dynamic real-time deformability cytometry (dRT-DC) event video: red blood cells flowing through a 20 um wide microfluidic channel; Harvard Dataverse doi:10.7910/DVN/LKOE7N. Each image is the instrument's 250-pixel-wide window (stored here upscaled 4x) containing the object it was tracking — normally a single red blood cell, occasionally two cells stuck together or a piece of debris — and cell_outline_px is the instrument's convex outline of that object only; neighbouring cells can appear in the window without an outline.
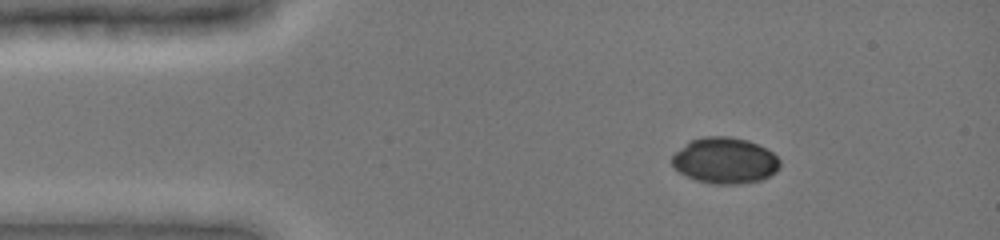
{"species": "common noctule bat (a hibernating species)", "species_latin": "Nyctalus noctula", "temperature_condition": "cold", "stored_images_in_passage": 44, "camera_frame_rate_fps": 3000, "um_per_image_px": 0.085, "animal": {"sex": "female", "body_mass_g": 19.0, "forearm_length_mm": 51.5}, "frame": {"image": 1, "passage_image": 6, "time_ms": 1.667, "image_size_px": [1000, 240], "cell_outline_px": [[780, 168], [776, 172], [760, 180], [740, 184], [712, 184], [696, 180], [680, 172], [672, 164], [672, 156], [688, 140], [704, 136], [728, 136], [748, 140], [768, 148], [780, 160]], "centroid_in_image_um": [61.63, 13.63], "position_along_channel_um": 23.4, "area_um2": 29.13}}
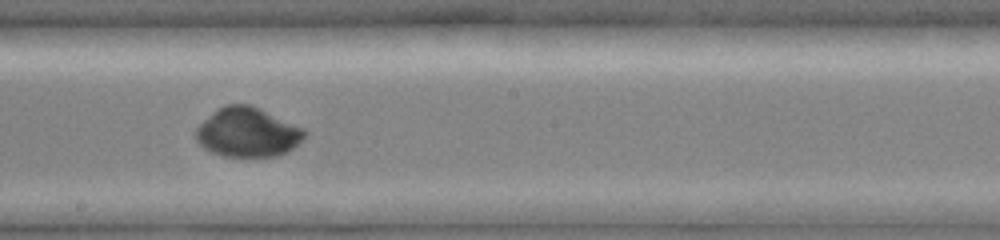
{"frame": {"image": 2, "passage_image": 26, "time_ms": 8.333, "image_size_px": [1000, 240], "cell_outline_px": [[308, 132], [288, 152], [276, 156], [224, 156], [212, 152], [204, 148], [196, 140], [196, 128], [216, 108], [224, 104], [252, 104], [304, 128]], "centroid_in_image_um": [21.04, 11.22], "position_along_channel_um": 227.2, "area_um2": 31.27}}
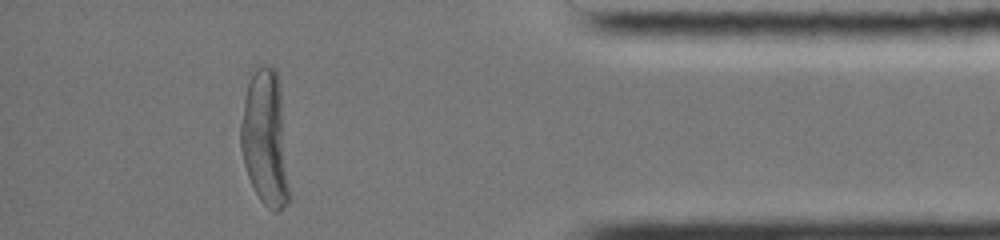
{"frame": {"image": 3, "passage_image": 42, "time_ms": 13.667, "image_size_px": [1000, 240], "cell_outline_px": [[288, 204], [280, 212], [276, 212], [268, 208], [260, 200], [248, 176], [244, 164], [240, 148], [240, 124], [244, 96], [252, 68], [260, 64], [272, 64], [276, 68], [280, 88], [288, 188]], "centroid_in_image_um": [22.5, 11.69], "position_along_channel_um": 412.7, "area_um2": 38.38}}